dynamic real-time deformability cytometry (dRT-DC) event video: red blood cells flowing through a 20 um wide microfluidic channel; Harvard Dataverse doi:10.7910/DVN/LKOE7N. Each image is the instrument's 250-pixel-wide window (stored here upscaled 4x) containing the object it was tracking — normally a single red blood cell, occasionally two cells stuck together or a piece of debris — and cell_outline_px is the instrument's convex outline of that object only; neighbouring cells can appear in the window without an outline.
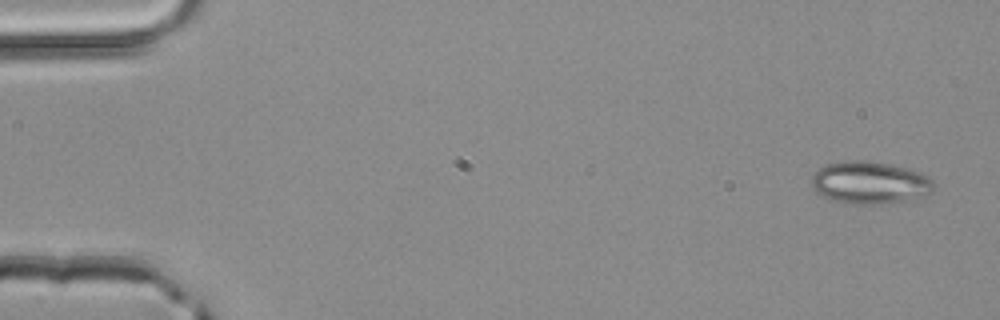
{"species": "common noctule bat (a hibernating species)", "species_latin": "Nyctalus noctula", "temperature_condition": "room temperature", "stored_images_in_passage": 4, "camera_frame_rate_fps": 3000, "um_per_image_px": 0.085, "animal": {"sex": "male", "body_mass_g": 20.4}, "frame": {"image": 1, "passage_image": 1, "time_ms": 0.0, "image_size_px": [1000, 320], "cell_outline_px": [[936, 188], [932, 192], [916, 200], [880, 204], [852, 204], [828, 200], [816, 192], [812, 188], [812, 176], [824, 164], [844, 160], [864, 160], [888, 164], [920, 172], [928, 176], [936, 184]], "centroid_in_image_um": [73.95, 15.55], "position_along_channel_um": 11.0, "area_um2": 30.81}}